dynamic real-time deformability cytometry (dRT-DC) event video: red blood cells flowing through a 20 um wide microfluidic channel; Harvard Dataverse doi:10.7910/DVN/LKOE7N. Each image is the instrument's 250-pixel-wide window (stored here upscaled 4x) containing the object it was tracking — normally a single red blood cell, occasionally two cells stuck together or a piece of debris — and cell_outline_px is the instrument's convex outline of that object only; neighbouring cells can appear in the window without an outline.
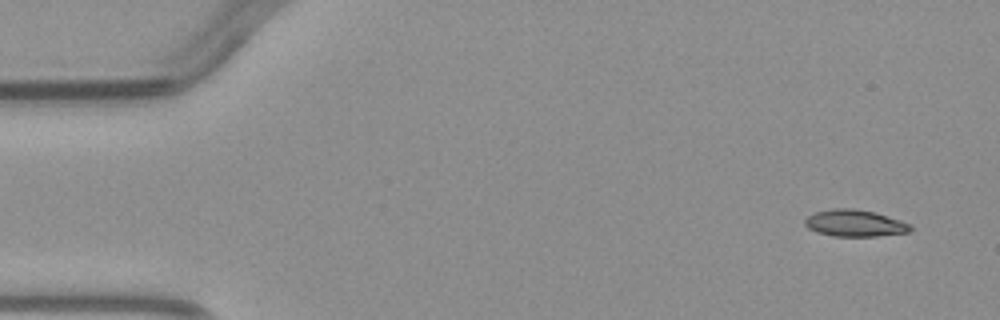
{"species": "common noctule bat (a hibernating species)", "species_latin": "Nyctalus noctula", "temperature_condition": "warm", "stored_images_in_passage": 4, "camera_frame_rate_fps": 3000, "um_per_image_px": 0.085, "animal": {"sex": "male", "body_mass_g": 23.1, "forearm_length_mm": 52.7}, "frame": {"image": 1, "passage_image": 1, "time_ms": 0.0, "image_size_px": [1000, 320], "cell_outline_px": [[912, 228], [908, 232], [876, 236], [832, 236], [816, 232], [808, 228], [804, 224], [804, 220], [808, 216], [816, 212], [832, 208], [856, 208], [876, 212], [912, 224]], "centroid_in_image_um": [72.65, 18.96], "position_along_channel_um": 12.3, "area_um2": 16.59}}